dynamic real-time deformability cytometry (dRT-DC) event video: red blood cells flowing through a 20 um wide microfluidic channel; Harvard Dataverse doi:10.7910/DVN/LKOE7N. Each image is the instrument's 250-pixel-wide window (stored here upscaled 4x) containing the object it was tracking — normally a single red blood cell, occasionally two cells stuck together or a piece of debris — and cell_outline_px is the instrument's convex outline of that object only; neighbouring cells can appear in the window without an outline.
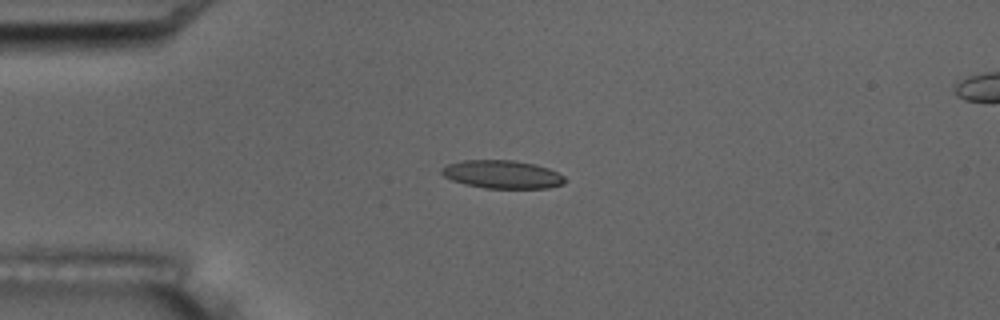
{"species": "common noctule bat (a hibernating species)", "species_latin": "Nyctalus noctula", "temperature_condition": "room temperature", "stored_images_in_passage": 5, "camera_frame_rate_fps": 3000, "um_per_image_px": 0.085, "animal": {"sex": "male", "body_mass_g": 17.5, "forearm_length_mm": 52.3}, "frame": {"image": 1, "passage_image": 3, "time_ms": 3.333, "image_size_px": [1000, 320], "cell_outline_px": [[568, 180], [564, 184], [548, 188], [484, 188], [464, 184], [452, 180], [444, 176], [440, 172], [440, 168], [448, 164], [464, 160], [512, 160], [536, 164], [548, 168], [564, 176]], "centroid_in_image_um": [42.7, 14.82], "position_along_channel_um": 42.3, "area_um2": 20.35}}